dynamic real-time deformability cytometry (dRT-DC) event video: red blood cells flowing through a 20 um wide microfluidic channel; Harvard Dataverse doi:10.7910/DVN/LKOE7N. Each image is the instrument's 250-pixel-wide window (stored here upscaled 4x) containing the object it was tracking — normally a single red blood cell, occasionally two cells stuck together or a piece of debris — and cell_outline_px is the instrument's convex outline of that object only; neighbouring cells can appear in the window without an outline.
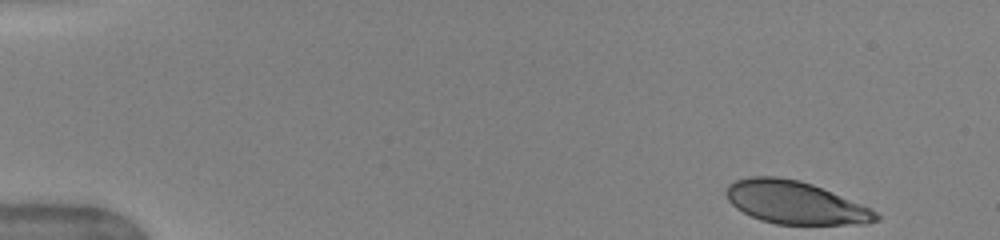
{"species": "human", "species_latin": "Homo sapiens", "temperature_condition": "warm", "stored_images_in_passage": 66, "camera_frame_rate_fps": 3000, "um_per_image_px": 0.085, "donor": {"sex": "female"}, "frame": {"image": 1, "passage_image": 1, "time_ms": 0.0, "image_size_px": [1000, 240], "cell_outline_px": [[880, 220], [868, 224], [776, 224], [760, 220], [736, 208], [728, 200], [724, 192], [728, 184], [736, 180], [748, 176], [776, 176], [800, 180], [812, 184], [832, 192], [860, 204], [876, 212], [880, 216]], "centroid_in_image_um": [67.56, 17.21], "position_along_channel_um": 17.4, "area_um2": 37.28}}
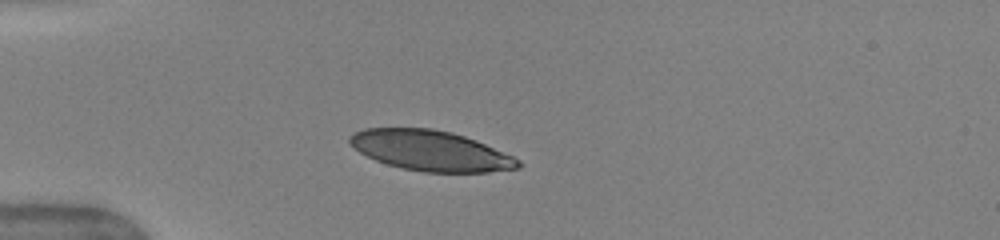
{"frame": {"image": 2, "passage_image": 20, "time_ms": 3.333, "image_size_px": [1000, 240], "cell_outline_px": [[524, 164], [520, 168], [488, 172], [424, 172], [404, 168], [388, 164], [376, 160], [360, 152], [348, 140], [348, 136], [364, 128], [432, 128], [452, 132], [476, 140], [512, 156], [520, 160]], "centroid_in_image_um": [36.63, 12.8], "position_along_channel_um": 48.4, "area_um2": 39.3}}